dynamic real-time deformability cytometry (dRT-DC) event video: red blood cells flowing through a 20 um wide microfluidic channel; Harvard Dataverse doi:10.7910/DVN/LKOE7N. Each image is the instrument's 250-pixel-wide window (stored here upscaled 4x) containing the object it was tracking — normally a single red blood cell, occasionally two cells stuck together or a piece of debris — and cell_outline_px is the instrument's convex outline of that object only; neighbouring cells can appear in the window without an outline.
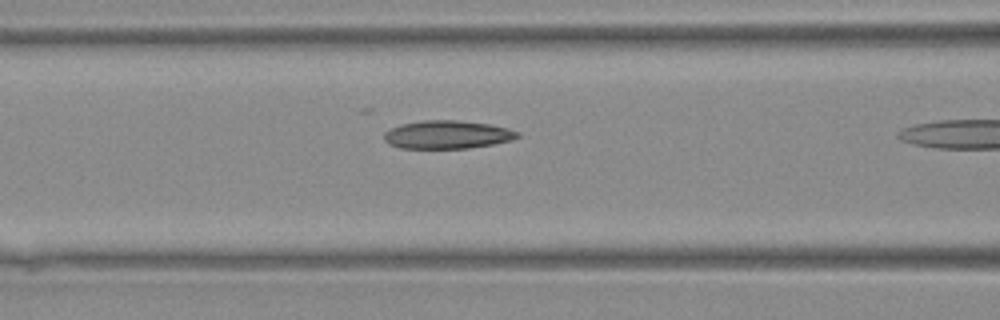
{"species": "Egyptian fruit bat (a non-hibernating species)", "species_latin": "Rousettus aegyptiacus", "temperature_condition": "warm", "stored_images_in_passage": 11, "camera_frame_rate_fps": 3000, "um_per_image_px": 0.085, "animal": {"sex": "female"}, "frame": {"image": 1, "passage_image": 10, "time_ms": 3.0, "image_size_px": [1000, 320], "cell_outline_px": [[520, 136], [512, 140], [492, 144], [468, 148], [400, 148], [388, 144], [384, 140], [384, 132], [388, 128], [400, 124], [424, 120], [456, 120], [488, 124], [508, 128], [520, 132]], "centroid_in_image_um": [37.99, 11.44], "position_along_channel_um": 128.6, "area_um2": 22.02}}